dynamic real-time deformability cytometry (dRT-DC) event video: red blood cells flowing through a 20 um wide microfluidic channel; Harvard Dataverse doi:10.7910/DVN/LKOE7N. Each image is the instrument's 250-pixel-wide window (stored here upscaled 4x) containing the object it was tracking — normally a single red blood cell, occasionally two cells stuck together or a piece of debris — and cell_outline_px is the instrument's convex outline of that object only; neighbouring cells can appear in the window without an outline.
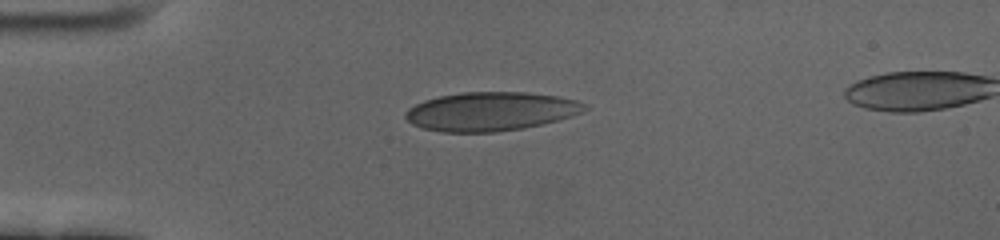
{"species": "human", "species_latin": "Homo sapiens", "temperature_condition": "cold", "stored_images_in_passage": 45, "camera_frame_rate_fps": 3000, "um_per_image_px": 0.085, "donor": {"sex": "female"}, "frame": {"image": 1, "passage_image": 1, "time_ms": 0.0, "image_size_px": [1000, 240], "cell_outline_px": [[588, 108], [572, 116], [524, 128], [496, 132], [444, 132], [424, 128], [412, 124], [404, 116], [404, 112], [408, 108], [424, 100], [440, 96], [464, 92], [528, 92], [556, 96], [576, 100], [584, 104]], "centroid_in_image_um": [41.68, 9.47], "position_along_channel_um": 43.3, "area_um2": 40.29}}
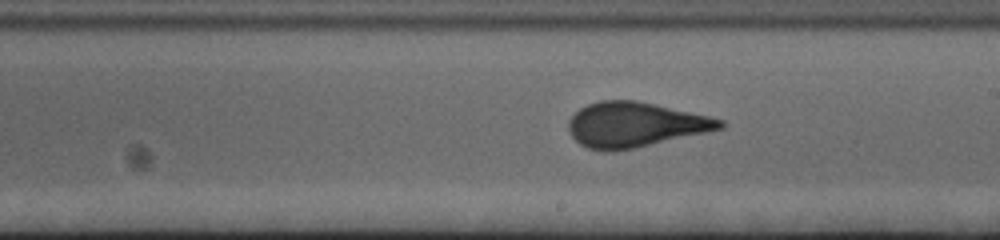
{"frame": {"image": 2, "passage_image": 20, "time_ms": 6.333, "image_size_px": [1000, 240], "cell_outline_px": [[728, 124], [724, 128], [632, 148], [612, 152], [604, 152], [588, 148], [580, 144], [572, 136], [568, 128], [568, 120], [580, 108], [588, 104], [600, 100], [636, 100], [708, 116], [724, 120]], "centroid_in_image_um": [53.95, 10.59], "position_along_channel_um": 235.0, "area_um2": 39.3}}
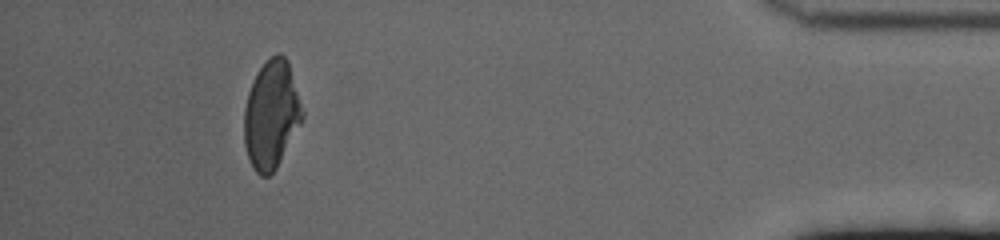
{"frame": {"image": 3, "passage_image": 40, "time_ms": 13.0, "image_size_px": [1000, 240], "cell_outline_px": [[304, 116], [300, 124], [276, 168], [268, 176], [260, 176], [256, 172], [248, 156], [244, 144], [244, 108], [248, 92], [252, 80], [256, 72], [276, 52], [280, 52], [288, 60], [304, 112]], "centroid_in_image_um": [23.06, 9.72], "position_along_channel_um": 412.1, "area_um2": 36.53}, "authors_computed_cell_mechanics": {"area_um2": 38.7838, "velocity_mm_per_s": 3.4538, "shape_relaxation_time_tau1_ms": 6.9425, "shape_relaxation_time_tau2_ms": null, "deformation_change_tau1": 0.175, "deformation_change_tau2": null}}